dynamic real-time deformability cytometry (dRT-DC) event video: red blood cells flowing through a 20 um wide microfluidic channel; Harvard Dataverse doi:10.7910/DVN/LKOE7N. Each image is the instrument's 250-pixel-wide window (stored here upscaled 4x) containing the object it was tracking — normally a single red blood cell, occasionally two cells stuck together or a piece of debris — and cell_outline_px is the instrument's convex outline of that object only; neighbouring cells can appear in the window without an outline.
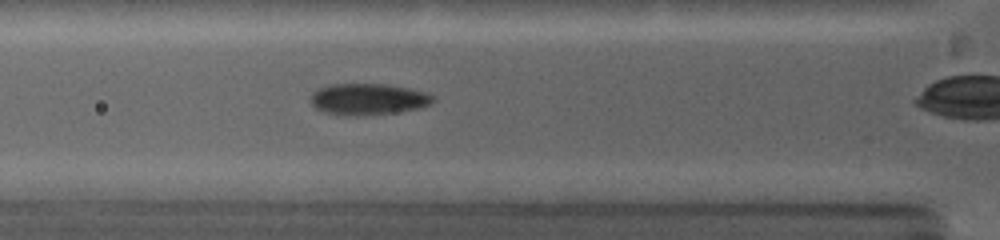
{"species": "common noctule bat (a hibernating species)", "species_latin": "Nyctalus noctula", "temperature_condition": "warm", "stored_images_in_passage": 17, "camera_frame_rate_fps": 5000, "um_per_image_px": 0.085, "animal": {"sex": "female", "body_mass_g": 19.0, "forearm_length_mm": 53.3}, "frame": {"image": 1, "passage_image": 5, "time_ms": 2.0, "image_size_px": [1000, 240], "cell_outline_px": [[436, 100], [432, 104], [420, 108], [392, 112], [356, 116], [348, 116], [324, 112], [316, 108], [312, 104], [308, 96], [312, 92], [328, 84], [388, 84], [428, 92]], "centroid_in_image_um": [31.28, 8.42], "position_along_channel_um": 94.5, "area_um2": 22.54}}